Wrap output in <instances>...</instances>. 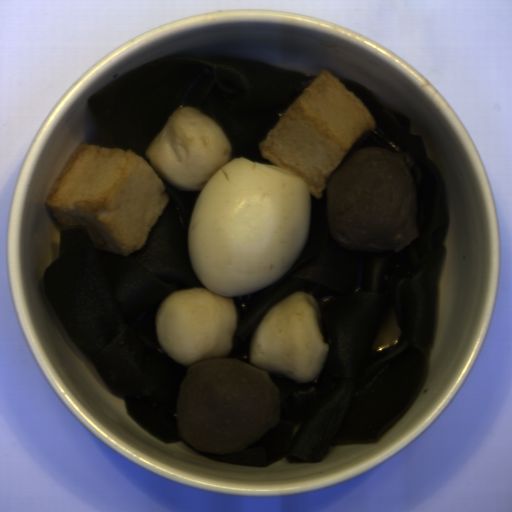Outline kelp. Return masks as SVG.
Wrapping results in <instances>:
<instances>
[{
    "label": "kelp",
    "instance_id": "99668d17",
    "mask_svg": "<svg viewBox=\"0 0 512 512\" xmlns=\"http://www.w3.org/2000/svg\"><path fill=\"white\" fill-rule=\"evenodd\" d=\"M372 115L375 129L349 150L375 147L401 155L417 191L419 234L396 253L352 252L331 235L323 198L309 193L306 244L292 268L274 284L230 297L237 325L225 357L249 363L250 343L263 317L294 293L316 298L327 350L313 380L294 383L268 373L280 396L279 420L235 453L208 459L241 466L321 463L335 446L375 444L404 415L426 374L424 355L434 340L437 274L444 262L449 214L440 168L431 163L411 119L379 103L361 84L338 79ZM394 303L401 336L373 351L377 331Z\"/></svg>",
    "mask_w": 512,
    "mask_h": 512
},
{
    "label": "kelp",
    "instance_id": "cf089659",
    "mask_svg": "<svg viewBox=\"0 0 512 512\" xmlns=\"http://www.w3.org/2000/svg\"><path fill=\"white\" fill-rule=\"evenodd\" d=\"M168 201L142 248L129 255L98 250L86 227L61 226L57 257L42 272L46 303L131 418L164 442L182 440L176 413L189 366L156 338L163 299L206 288L189 251V226L202 190L165 183Z\"/></svg>",
    "mask_w": 512,
    "mask_h": 512
},
{
    "label": "kelp",
    "instance_id": "604fcf36",
    "mask_svg": "<svg viewBox=\"0 0 512 512\" xmlns=\"http://www.w3.org/2000/svg\"><path fill=\"white\" fill-rule=\"evenodd\" d=\"M317 78L244 57H165L129 72L91 94L87 107L111 148L146 151L182 106L216 121L231 146L228 160L274 165L261 153L290 105Z\"/></svg>",
    "mask_w": 512,
    "mask_h": 512
}]
</instances>
